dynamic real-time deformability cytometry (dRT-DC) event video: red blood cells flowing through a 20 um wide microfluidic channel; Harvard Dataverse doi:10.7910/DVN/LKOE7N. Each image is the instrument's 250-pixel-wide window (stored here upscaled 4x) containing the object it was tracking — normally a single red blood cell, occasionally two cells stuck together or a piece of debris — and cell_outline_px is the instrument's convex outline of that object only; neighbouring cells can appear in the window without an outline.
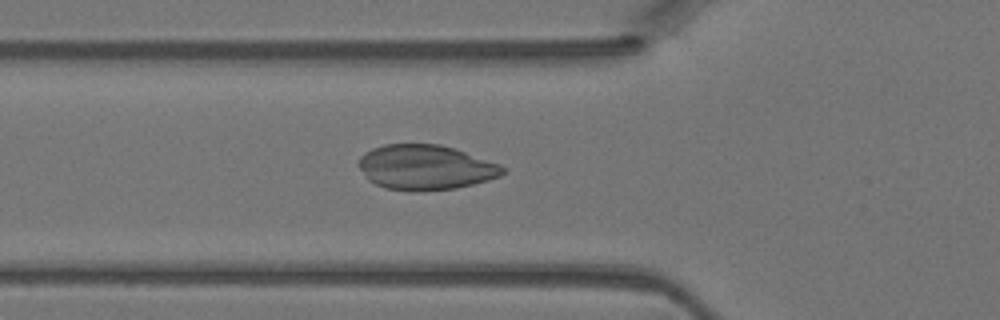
{"species": "Egyptian fruit bat (a non-hibernating species)", "species_latin": "Rousettus aegyptiacus", "temperature_condition": "warm", "stored_images_in_passage": 41, "camera_frame_rate_fps": 3000, "um_per_image_px": 0.085, "animal": {"sex": "female"}, "frame": {"image": 1, "passage_image": 12, "time_ms": 3.667, "image_size_px": [1000, 320], "cell_outline_px": [[508, 168], [500, 176], [488, 180], [456, 188], [384, 188], [368, 180], [356, 164], [360, 156], [364, 152], [372, 148], [384, 144], [440, 144], [456, 148], [500, 164]], "centroid_in_image_um": [36.17, 14.17], "position_along_channel_um": 89.6, "area_um2": 37.17}}
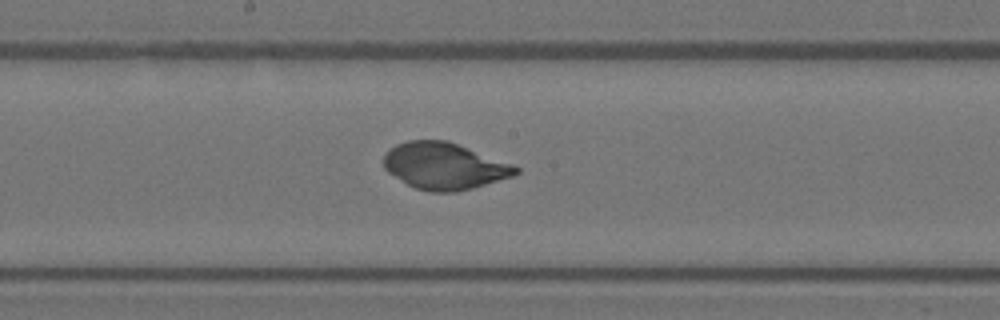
{"frame": {"image": 2, "passage_image": 20, "time_ms": 6.333, "image_size_px": [1000, 320], "cell_outline_px": [[520, 172], [512, 176], [472, 188], [456, 192], [432, 192], [416, 188], [408, 184], [388, 172], [384, 168], [384, 156], [396, 144], [408, 140], [448, 140], [512, 164], [520, 168]], "centroid_in_image_um": [37.78, 14.11], "position_along_channel_um": 210.4, "area_um2": 35.6}}
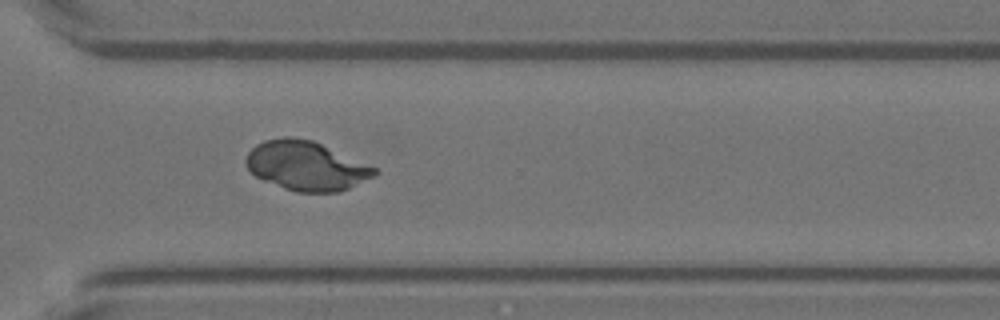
{"frame": {"image": 3, "passage_image": 29, "time_ms": 9.333, "image_size_px": [1000, 320], "cell_outline_px": [[380, 172], [348, 188], [336, 192], [296, 192], [284, 188], [264, 180], [256, 176], [248, 168], [244, 160], [248, 152], [256, 144], [264, 140], [284, 136], [288, 136], [312, 140], [376, 168]], "centroid_in_image_um": [25.98, 14.08], "position_along_channel_um": 344.6, "area_um2": 36.41}}